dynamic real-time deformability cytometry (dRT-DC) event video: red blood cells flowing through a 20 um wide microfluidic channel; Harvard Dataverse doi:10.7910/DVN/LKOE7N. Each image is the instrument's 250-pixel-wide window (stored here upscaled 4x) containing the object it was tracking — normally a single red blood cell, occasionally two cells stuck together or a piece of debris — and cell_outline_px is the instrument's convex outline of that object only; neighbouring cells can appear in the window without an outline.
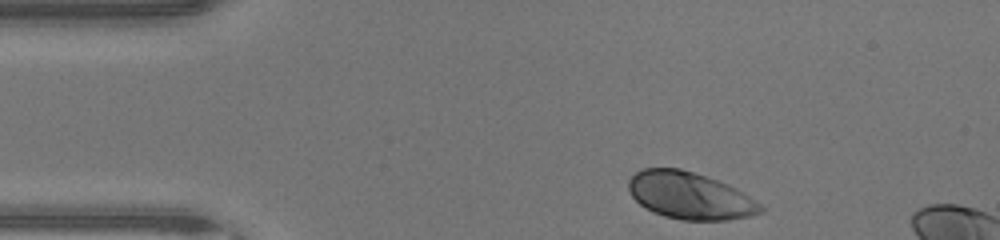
{"species": "human", "species_latin": "Homo sapiens", "temperature_condition": "warm", "stored_images_in_passage": 32, "camera_frame_rate_fps": 3000, "um_per_image_px": 0.085, "donor": {"sex": "male"}, "frame": {"image": 1, "passage_image": 1, "time_ms": 0.0, "image_size_px": [1000, 240], "cell_outline_px": [[764, 212], [752, 216], [724, 220], [680, 220], [664, 216], [652, 212], [640, 204], [632, 196], [628, 188], [628, 180], [640, 168], [680, 168], [728, 184], [736, 188], [760, 204], [764, 208]], "centroid_in_image_um": [58.62, 16.64], "position_along_channel_um": 26.4, "area_um2": 36.13}}
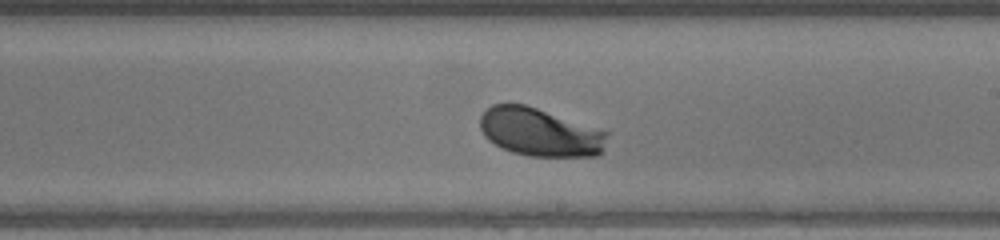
{"frame": {"image": 2, "passage_image": 20, "time_ms": 6.333, "image_size_px": [1000, 240], "cell_outline_px": [[608, 132], [600, 156], [528, 156], [512, 152], [488, 140], [484, 136], [480, 128], [480, 116], [492, 104], [524, 104]], "centroid_in_image_um": [45.86, 11.25], "position_along_channel_um": 243.1, "area_um2": 35.2}}
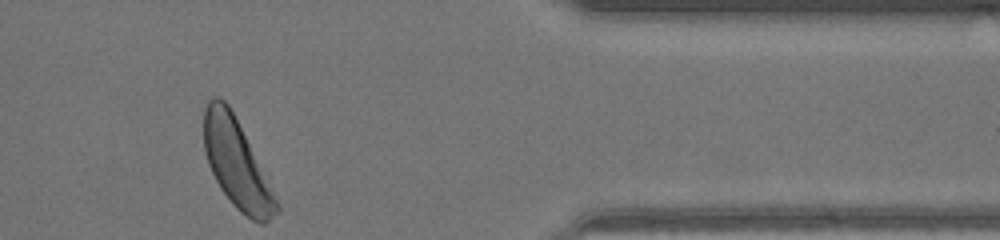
{"frame": {"image": 3, "passage_image": 32, "time_ms": 10.333, "image_size_px": [1000, 240], "cell_outline_px": [[280, 212], [264, 224], [260, 224], [252, 220], [240, 212], [232, 204], [220, 188], [208, 164], [204, 152], [204, 108], [208, 100], [212, 96], [220, 96], [228, 104], [268, 176], [280, 204]], "centroid_in_image_um": [20.15, 13.94], "position_along_channel_um": 391.2, "area_um2": 37.97}, "authors_computed_cell_mechanics": {"area_um2": 36.0961, "velocity_mm_per_s": 4.4124, "shape_relaxation_time_tau1_ms": 1.3289, "shape_relaxation_time_tau2_ms": null, "deformation_change_tau1": 0.1117, "deformation_change_tau2": null}}